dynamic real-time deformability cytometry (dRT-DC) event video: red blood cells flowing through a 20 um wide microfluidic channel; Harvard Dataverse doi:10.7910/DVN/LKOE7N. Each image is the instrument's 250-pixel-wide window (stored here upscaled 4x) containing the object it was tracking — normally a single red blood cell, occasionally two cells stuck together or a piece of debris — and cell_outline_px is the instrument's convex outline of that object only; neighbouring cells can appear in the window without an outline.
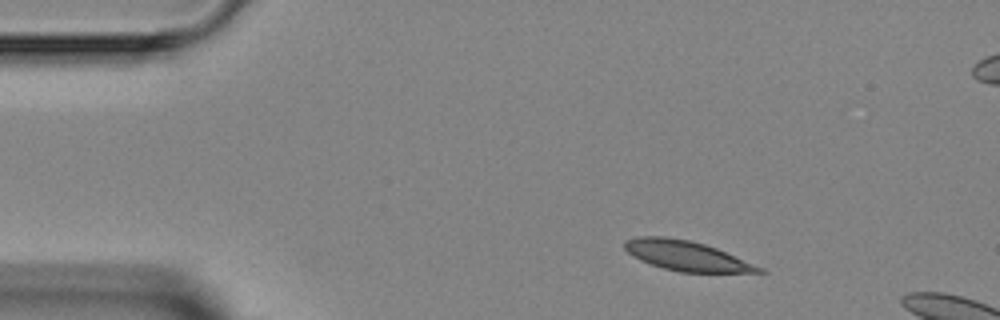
{"species": "Egyptian fruit bat (a non-hibernating species)", "species_latin": "Rousettus aegyptiacus", "temperature_condition": "room temperature", "stored_images_in_passage": 3, "camera_frame_rate_fps": 3000, "um_per_image_px": 0.085, "animal": {"sex": "female"}, "frame": {"image": 1, "passage_image": 1, "time_ms": 0.0, "image_size_px": [1000, 320], "cell_outline_px": [[768, 272], [680, 272], [664, 268], [640, 260], [632, 256], [624, 248], [624, 240], [636, 236], [664, 236], [688, 240], [704, 244], [716, 248], [764, 268]], "centroid_in_image_um": [58.31, 21.73], "position_along_channel_um": 26.7, "area_um2": 23.18}}